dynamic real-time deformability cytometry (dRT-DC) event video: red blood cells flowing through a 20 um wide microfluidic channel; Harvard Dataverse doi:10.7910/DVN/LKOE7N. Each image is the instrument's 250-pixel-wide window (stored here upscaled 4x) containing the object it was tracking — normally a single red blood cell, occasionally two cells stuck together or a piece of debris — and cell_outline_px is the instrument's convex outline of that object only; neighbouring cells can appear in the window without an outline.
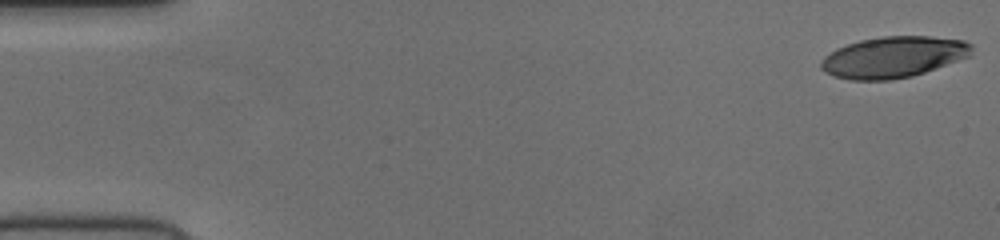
{"species": "human", "species_latin": "Homo sapiens", "temperature_condition": "cold", "stored_images_in_passage": 53, "camera_frame_rate_fps": 3000, "um_per_image_px": 0.085, "donor": {"sex": "female"}, "frame": {"image": 1, "passage_image": 1, "time_ms": 0.0, "image_size_px": [1000, 240], "cell_outline_px": [[972, 48], [968, 56], [924, 72], [912, 76], [892, 80], [848, 80], [836, 76], [820, 68], [820, 64], [824, 56], [836, 48], [860, 40], [884, 36], [928, 36], [964, 40], [972, 44]], "centroid_in_image_um": [75.91, 4.85], "position_along_channel_um": 9.1, "area_um2": 35.84}}
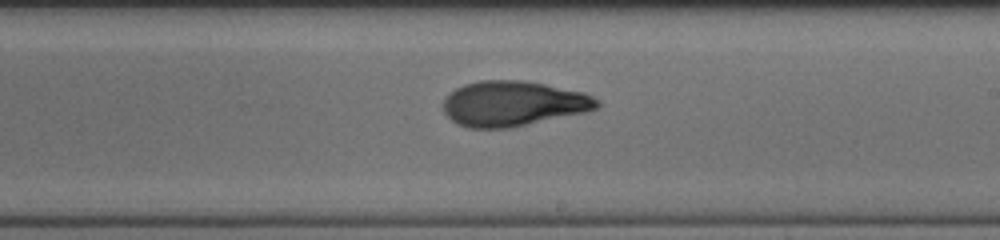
{"frame": {"image": 2, "passage_image": 31, "time_ms": 10.0, "image_size_px": [1000, 240], "cell_outline_px": [[600, 108], [584, 112], [512, 128], [468, 128], [456, 124], [444, 112], [444, 100], [456, 88], [464, 84], [480, 80], [524, 80], [584, 92], [600, 100]], "centroid_in_image_um": [43.64, 8.81], "position_along_channel_um": 245.4, "area_um2": 40.58}}
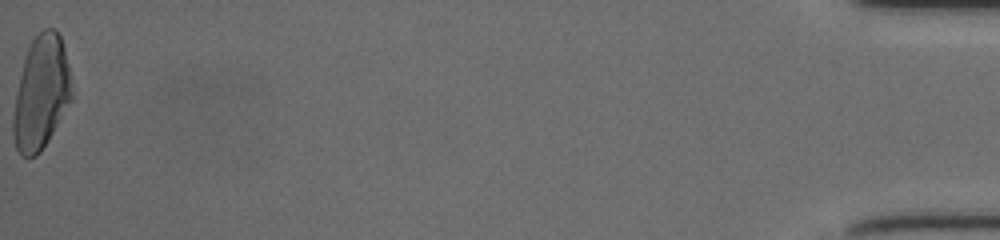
{"frame": {"image": 3, "passage_image": 53, "time_ms": 17.333, "image_size_px": [1000, 240], "cell_outline_px": [[72, 100], [48, 140], [40, 152], [36, 156], [20, 156], [16, 148], [12, 136], [12, 116], [20, 76], [24, 60], [28, 48], [32, 40], [44, 28], [56, 28], [60, 36], [64, 48], [68, 64], [72, 96]], "centroid_in_image_um": [3.49, 7.91], "position_along_channel_um": 431.7, "area_um2": 38.44}}